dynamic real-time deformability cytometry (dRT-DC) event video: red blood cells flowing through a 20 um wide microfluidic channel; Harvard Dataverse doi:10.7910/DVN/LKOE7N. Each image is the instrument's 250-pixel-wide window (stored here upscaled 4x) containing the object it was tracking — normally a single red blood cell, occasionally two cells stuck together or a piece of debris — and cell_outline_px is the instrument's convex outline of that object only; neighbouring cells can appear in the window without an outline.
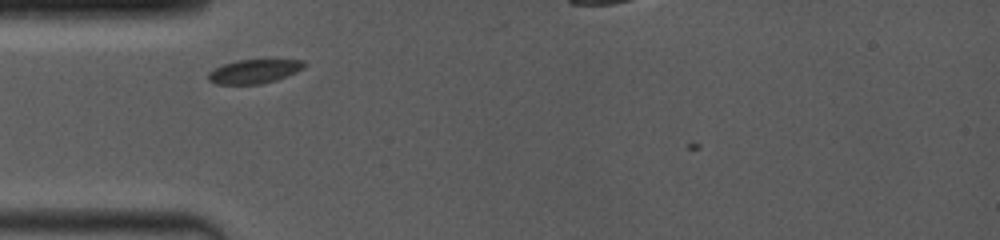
{"species": "common noctule bat (a hibernating species)", "species_latin": "Nyctalus noctula", "temperature_condition": "room temperature", "stored_images_in_passage": 26, "camera_frame_rate_fps": 4000, "um_per_image_px": 0.085, "animal": {"sex": "female", "body_mass_g": 19.0, "forearm_length_mm": 53.3}, "frame": {"image": 1, "passage_image": 3, "time_ms": 0.75, "image_size_px": [1000, 240], "cell_outline_px": [[308, 64], [304, 68], [296, 72], [276, 80], [260, 84], [216, 84], [208, 80], [208, 72], [224, 64], [236, 60], [304, 60]], "centroid_in_image_um": [21.62, 6.07], "position_along_channel_um": 63.4, "area_um2": 13.35}}
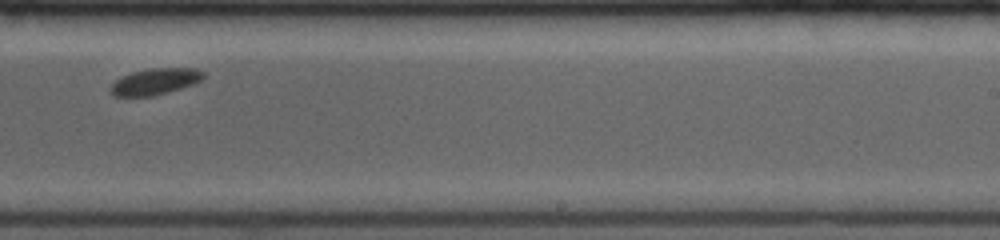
{"frame": {"image": 2, "passage_image": 16, "time_ms": 6.25, "image_size_px": [1000, 240], "cell_outline_px": [[204, 76], [200, 80], [192, 84], [168, 92], [152, 96], [112, 96], [108, 92], [108, 88], [120, 76], [132, 72], [148, 68], [196, 68], [204, 72]], "centroid_in_image_um": [13.12, 6.93], "position_along_channel_um": 275.9, "area_um2": 14.33}}
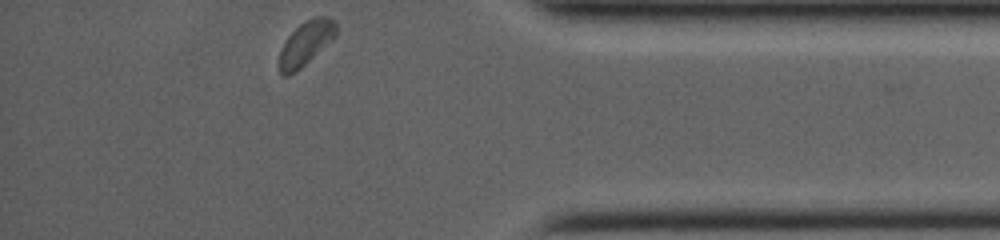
{"frame": {"image": 3, "passage_image": 25, "time_ms": 10.0, "image_size_px": [1000, 240], "cell_outline_px": [[336, 36], [332, 40], [300, 68], [288, 76], [284, 76], [280, 72], [280, 52], [288, 36], [300, 24], [316, 16], [328, 16], [336, 20]], "centroid_in_image_um": [26.03, 3.65], "position_along_channel_um": 409.2, "area_um2": 14.28}}